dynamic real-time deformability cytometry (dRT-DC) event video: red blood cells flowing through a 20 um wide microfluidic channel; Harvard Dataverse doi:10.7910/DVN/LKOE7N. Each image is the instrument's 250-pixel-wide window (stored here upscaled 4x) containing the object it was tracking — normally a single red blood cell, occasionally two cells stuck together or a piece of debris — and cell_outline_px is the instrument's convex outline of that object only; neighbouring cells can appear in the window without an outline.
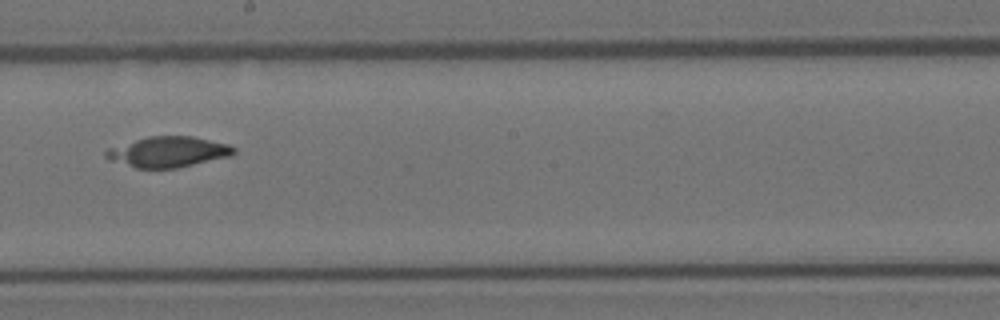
{"species": "Egyptian fruit bat (a non-hibernating species)", "species_latin": "Rousettus aegyptiacus", "temperature_condition": "room temperature", "stored_images_in_passage": 14, "camera_frame_rate_fps": 3000, "um_per_image_px": 0.085, "animal": {"sex": "female"}, "frame": {"image": 1, "passage_image": 8, "time_ms": 9.0, "image_size_px": [1000, 320], "cell_outline_px": [[236, 152], [232, 156], [176, 168], [136, 168], [108, 160], [104, 156], [104, 152], [108, 148], [148, 136], [192, 136], [228, 144], [236, 148]], "centroid_in_image_um": [14.29, 12.91], "position_along_channel_um": 233.9, "area_um2": 22.83}}
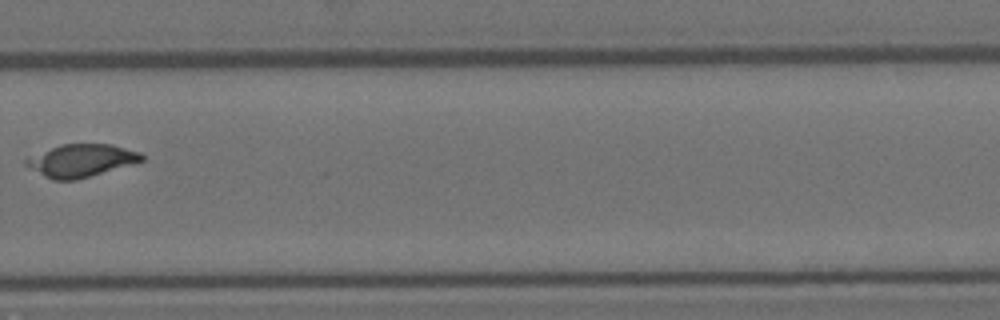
{"frame": {"image": 2, "passage_image": 10, "time_ms": 11.333, "image_size_px": [1000, 320], "cell_outline_px": [[144, 160], [76, 180], [52, 180], [28, 168], [24, 164], [24, 160], [28, 156], [60, 144], [112, 144], [140, 152], [144, 156]], "centroid_in_image_um": [6.84, 13.64], "position_along_channel_um": 323.0, "area_um2": 21.96}}